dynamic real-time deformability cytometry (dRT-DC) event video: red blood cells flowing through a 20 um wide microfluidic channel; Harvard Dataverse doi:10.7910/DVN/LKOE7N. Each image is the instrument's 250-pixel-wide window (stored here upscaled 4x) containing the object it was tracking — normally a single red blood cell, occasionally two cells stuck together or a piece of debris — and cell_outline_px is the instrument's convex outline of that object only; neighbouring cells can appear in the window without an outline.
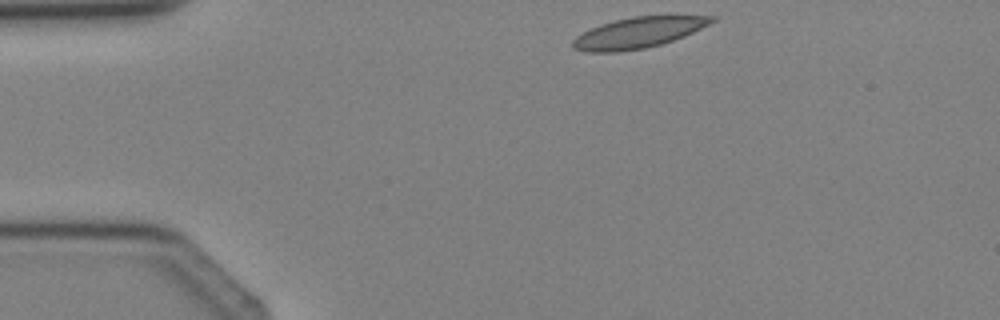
{"species": "Egyptian fruit bat (a non-hibernating species)", "species_latin": "Rousettus aegyptiacus", "temperature_condition": "cold", "stored_images_in_passage": 1, "camera_frame_rate_fps": 3000, "um_per_image_px": 0.085, "animal": {"sex": "female"}, "frame": {"image": 1, "passage_image": 1, "time_ms": 0.0, "image_size_px": [1000, 320], "cell_outline_px": [[716, 20], [684, 36], [660, 44], [644, 48], [620, 52], [588, 52], [572, 48], [572, 40], [576, 36], [600, 24], [632, 16], [668, 12], [716, 16]], "centroid_in_image_um": [54.34, 2.71], "position_along_channel_um": 30.7, "area_um2": 25.78}}